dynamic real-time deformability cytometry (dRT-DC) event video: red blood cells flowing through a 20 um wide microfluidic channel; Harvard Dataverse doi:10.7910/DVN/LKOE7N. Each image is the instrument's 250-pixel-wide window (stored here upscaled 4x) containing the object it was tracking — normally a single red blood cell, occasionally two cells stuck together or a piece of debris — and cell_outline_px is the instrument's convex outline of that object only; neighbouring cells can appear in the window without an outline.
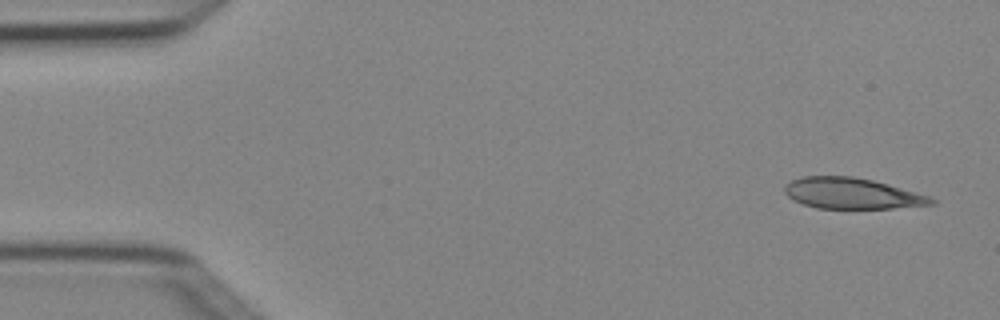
{"species": "Egyptian fruit bat (a non-hibernating species)", "species_latin": "Rousettus aegyptiacus", "temperature_condition": "cold", "stored_images_in_passage": 5, "camera_frame_rate_fps": 3000, "um_per_image_px": 0.085, "animal": {"sex": "female"}, "frame": {"image": 1, "passage_image": 1, "time_ms": 0.0, "image_size_px": [1000, 320], "cell_outline_px": [[936, 204], [892, 208], [816, 208], [792, 200], [784, 192], [784, 188], [792, 180], [804, 176], [852, 176], [872, 180], [888, 184], [932, 196], [936, 200]], "centroid_in_image_um": [72.45, 16.44], "position_along_channel_um": 12.6, "area_um2": 26.41}}
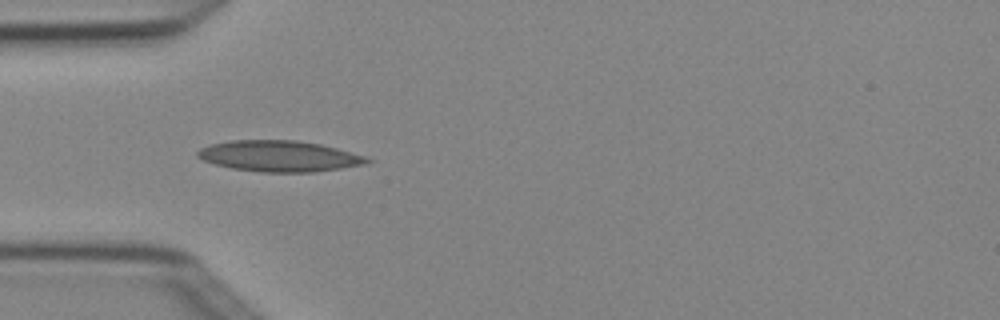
{"frame": {"image": 2, "passage_image": 4, "time_ms": 1.0, "image_size_px": [1000, 320], "cell_outline_px": [[376, 160], [360, 164], [340, 168], [312, 172], [260, 172], [232, 168], [216, 164], [204, 160], [196, 156], [196, 152], [200, 148], [208, 144], [232, 140], [296, 140], [320, 144], [368, 156]], "centroid_in_image_um": [23.73, 13.26], "position_along_channel_um": 61.3, "area_um2": 30.58}}
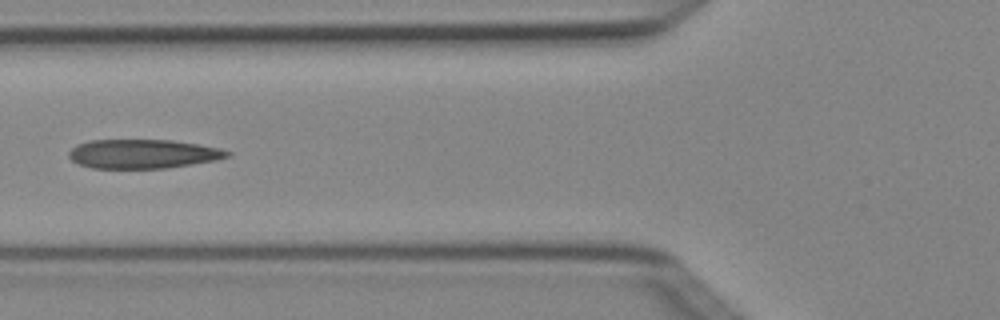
{"frame": {"image": 3, "passage_image": 5, "time_ms": 1.333, "image_size_px": [1000, 320], "cell_outline_px": [[232, 156], [216, 160], [192, 164], [164, 168], [92, 168], [80, 164], [72, 160], [68, 156], [68, 152], [76, 144], [88, 140], [172, 140], [200, 144], [220, 148], [232, 152]], "centroid_in_image_um": [12.17, 13.07], "position_along_channel_um": 113.6, "area_um2": 26.99}}